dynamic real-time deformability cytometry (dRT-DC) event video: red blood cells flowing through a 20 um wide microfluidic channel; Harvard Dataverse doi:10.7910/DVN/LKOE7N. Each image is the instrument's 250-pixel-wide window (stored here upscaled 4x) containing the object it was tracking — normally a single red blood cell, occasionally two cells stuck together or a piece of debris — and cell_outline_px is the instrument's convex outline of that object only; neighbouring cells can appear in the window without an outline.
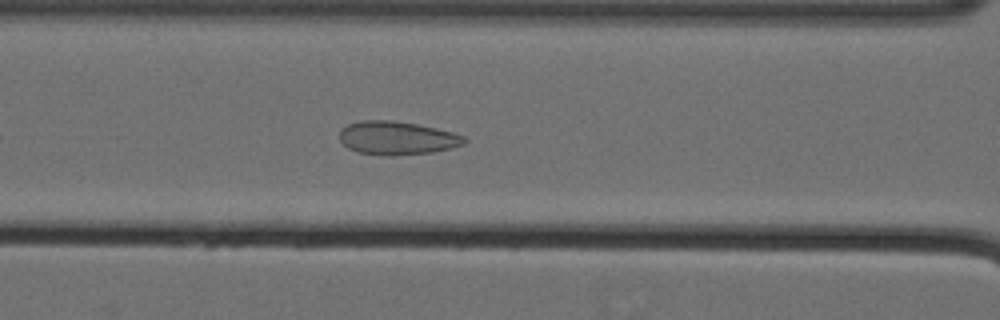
{"species": "Egyptian fruit bat (a non-hibernating species)", "species_latin": "Rousettus aegyptiacus", "temperature_condition": "cold", "stored_images_in_passage": 39, "camera_frame_rate_fps": 3000, "um_per_image_px": 0.085, "animal": {"sex": "female"}, "frame": {"image": 1, "passage_image": 10, "time_ms": 3.0, "image_size_px": [1000, 320], "cell_outline_px": [[468, 140], [464, 144], [452, 148], [432, 152], [392, 156], [388, 156], [356, 152], [348, 148], [340, 140], [340, 128], [348, 124], [360, 120], [392, 120], [416, 124], [436, 128], [452, 132], [464, 136]], "centroid_in_image_um": [33.74, 11.73], "position_along_channel_um": 132.9, "area_um2": 24.45}}
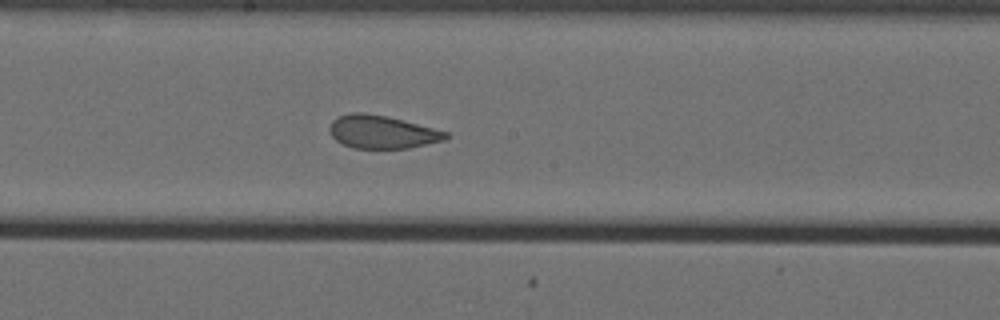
{"frame": {"image": 2, "passage_image": 17, "time_ms": 5.333, "image_size_px": [1000, 320], "cell_outline_px": [[448, 136], [444, 140], [408, 148], [352, 148], [336, 140], [332, 136], [328, 128], [332, 120], [340, 116], [352, 112], [364, 112], [388, 116], [448, 132]], "centroid_in_image_um": [32.44, 11.21], "position_along_channel_um": 215.8, "area_um2": 22.25}}
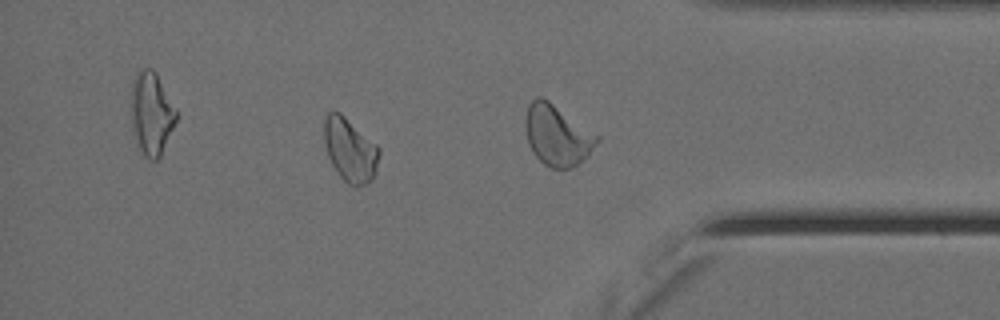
{"frame": {"image": 3, "passage_image": 32, "time_ms": 10.333, "image_size_px": [1000, 320], "cell_outline_px": [[380, 152], [376, 172], [372, 180], [356, 188], [348, 184], [340, 176], [332, 164], [328, 156], [324, 144], [324, 120], [328, 112], [332, 108], [340, 112], [376, 144], [380, 148]], "centroid_in_image_um": [29.75, 12.73], "position_along_channel_um": 405.5, "area_um2": 20.58}, "authors_computed_cell_mechanics": {"area_um2": 22.6576, "velocity_mm_per_s": 3.5677, "shape_relaxation_time_tau1_ms": null, "shape_relaxation_time_tau2_ms": 4.9176, "deformation_change_tau1": null, "deformation_change_tau2": 0.1134}}